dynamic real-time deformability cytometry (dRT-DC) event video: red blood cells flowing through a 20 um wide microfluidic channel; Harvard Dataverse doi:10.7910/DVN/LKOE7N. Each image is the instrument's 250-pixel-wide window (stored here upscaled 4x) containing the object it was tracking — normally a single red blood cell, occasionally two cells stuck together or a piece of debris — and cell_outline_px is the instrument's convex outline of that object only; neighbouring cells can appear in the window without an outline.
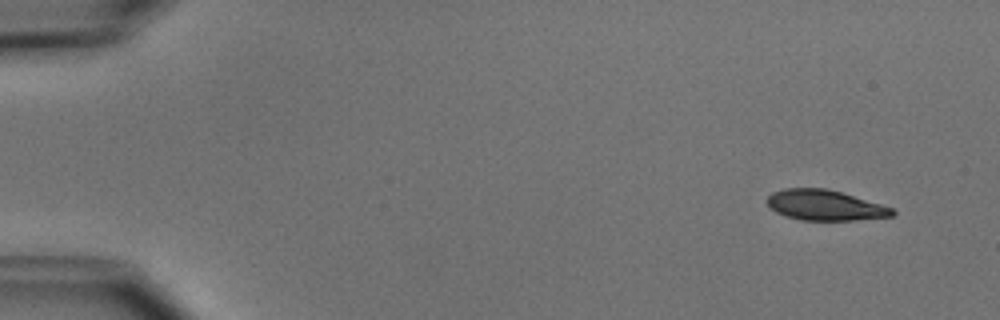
{"species": "common noctule bat (a hibernating species)", "species_latin": "Nyctalus noctula", "temperature_condition": "cold", "stored_images_in_passage": 4, "camera_frame_rate_fps": 3000, "um_per_image_px": 0.085, "animal": {"sex": "male", "body_mass_g": 15.6}, "frame": {"image": 1, "passage_image": 1, "time_ms": 0.0, "image_size_px": [1000, 320], "cell_outline_px": [[896, 212], [892, 216], [852, 220], [800, 220], [784, 216], [776, 212], [764, 200], [772, 192], [784, 188], [824, 188], [840, 192], [880, 204], [892, 208]], "centroid_in_image_um": [70.06, 17.44], "position_along_channel_um": 14.9, "area_um2": 22.02}}
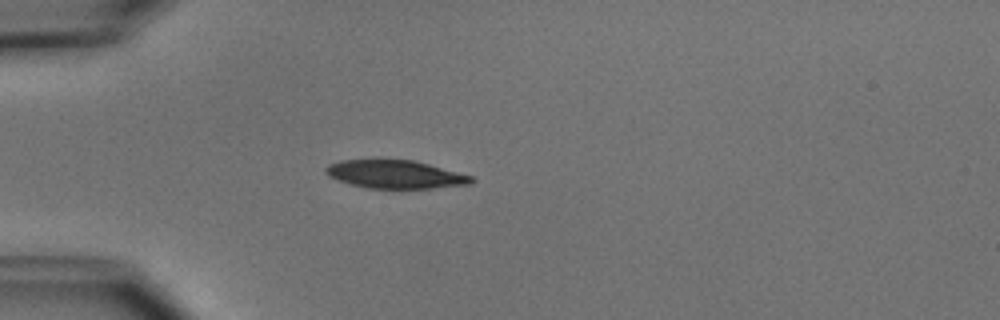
{"frame": {"image": 2, "passage_image": 4, "time_ms": 3.667, "image_size_px": [1000, 320], "cell_outline_px": [[476, 180], [472, 184], [432, 188], [368, 188], [352, 184], [328, 176], [324, 172], [324, 168], [328, 164], [340, 160], [372, 156], [380, 156], [412, 160], [428, 164], [472, 176]], "centroid_in_image_um": [33.52, 14.76], "position_along_channel_um": 51.5, "area_um2": 24.85}}